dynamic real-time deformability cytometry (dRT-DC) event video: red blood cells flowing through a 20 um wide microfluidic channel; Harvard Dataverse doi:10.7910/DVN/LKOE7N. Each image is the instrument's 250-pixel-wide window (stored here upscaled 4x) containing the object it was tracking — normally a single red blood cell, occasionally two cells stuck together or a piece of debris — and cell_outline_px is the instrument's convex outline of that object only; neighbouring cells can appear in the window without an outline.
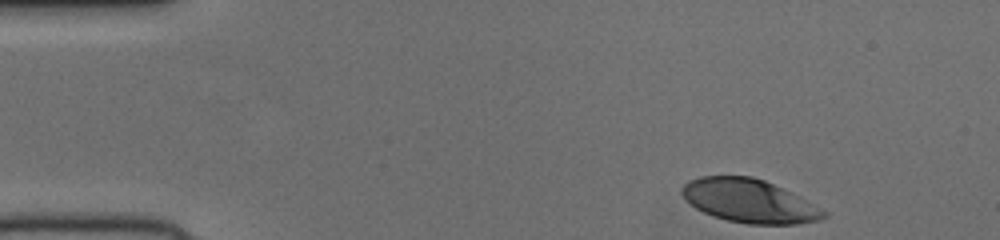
{"species": "human", "species_latin": "Homo sapiens", "temperature_condition": "cold", "stored_images_in_passage": 38, "camera_frame_rate_fps": 3000, "um_per_image_px": 0.085, "donor": {"sex": "female"}, "frame": {"image": 1, "passage_image": 1, "time_ms": 0.0, "image_size_px": [1000, 240], "cell_outline_px": [[828, 216], [820, 220], [796, 224], [748, 224], [728, 220], [712, 216], [696, 208], [684, 200], [680, 192], [680, 188], [688, 180], [700, 176], [752, 176], [764, 180], [828, 212]], "centroid_in_image_um": [63.62, 17.08], "position_along_channel_um": 21.4, "area_um2": 35.66}}
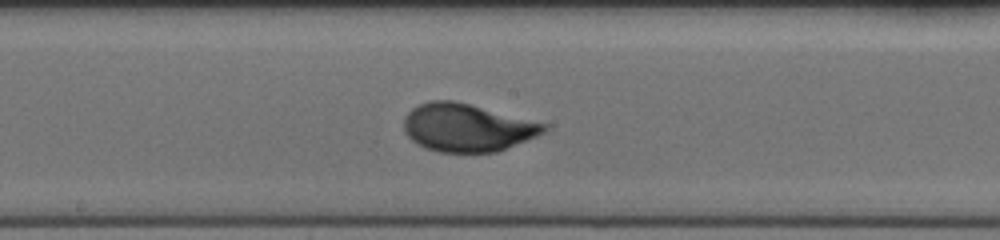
{"frame": {"image": 2, "passage_image": 22, "time_ms": 7.0, "image_size_px": [1000, 240], "cell_outline_px": [[548, 128], [544, 132], [536, 136], [496, 152], [440, 152], [424, 148], [416, 144], [404, 132], [404, 116], [412, 108], [420, 104], [432, 100], [452, 100], [548, 124]], "centroid_in_image_um": [39.66, 10.85], "position_along_channel_um": 208.5, "area_um2": 38.78}}
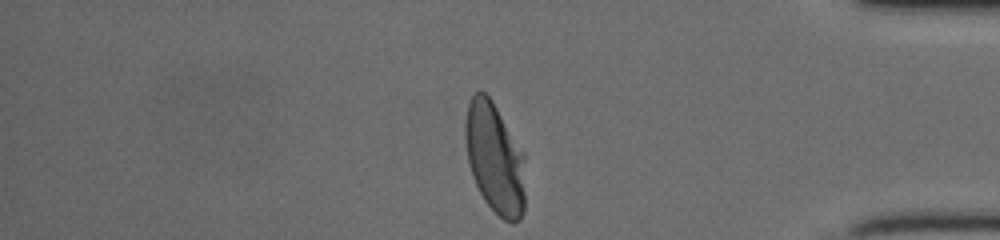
{"frame": {"image": 3, "passage_image": 38, "time_ms": 12.333, "image_size_px": [1000, 240], "cell_outline_px": [[524, 212], [520, 220], [512, 224], [504, 220], [484, 200], [472, 176], [468, 160], [464, 136], [464, 124], [468, 104], [472, 92], [480, 88], [492, 100], [524, 152]], "centroid_in_image_um": [42.05, 13.41], "position_along_channel_um": 393.2, "area_um2": 39.07}}